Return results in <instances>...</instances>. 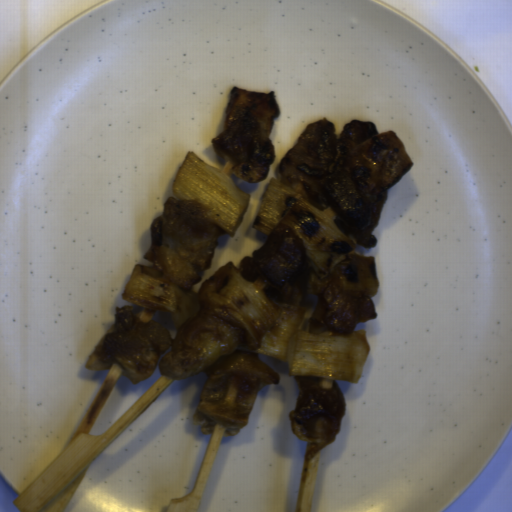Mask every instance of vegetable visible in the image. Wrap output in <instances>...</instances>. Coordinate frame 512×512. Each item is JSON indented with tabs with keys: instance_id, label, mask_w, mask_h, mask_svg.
<instances>
[{
	"instance_id": "add77e79",
	"label": "vegetable",
	"mask_w": 512,
	"mask_h": 512,
	"mask_svg": "<svg viewBox=\"0 0 512 512\" xmlns=\"http://www.w3.org/2000/svg\"><path fill=\"white\" fill-rule=\"evenodd\" d=\"M122 298L153 311H167L179 329L200 311L209 312L241 327L247 347L289 366V376H315L322 380L360 381L370 345L363 329L345 336L324 331H303L307 307L269 298L227 262L191 292L163 279L159 271L135 265Z\"/></svg>"
},
{
	"instance_id": "f7b5029e",
	"label": "vegetable",
	"mask_w": 512,
	"mask_h": 512,
	"mask_svg": "<svg viewBox=\"0 0 512 512\" xmlns=\"http://www.w3.org/2000/svg\"><path fill=\"white\" fill-rule=\"evenodd\" d=\"M172 197L206 206L204 219L230 237L234 236L251 199L228 174L208 165L192 151L187 152L176 174Z\"/></svg>"
},
{
	"instance_id": "ea0f7189",
	"label": "vegetable",
	"mask_w": 512,
	"mask_h": 512,
	"mask_svg": "<svg viewBox=\"0 0 512 512\" xmlns=\"http://www.w3.org/2000/svg\"><path fill=\"white\" fill-rule=\"evenodd\" d=\"M337 213L331 207L321 210L292 187L272 177L269 179L252 227L271 234L278 224L296 230L309 259L311 272L308 295L322 293L328 284L338 283L346 291L377 294L380 282L375 256L355 253L356 242L334 222Z\"/></svg>"
}]
</instances>
